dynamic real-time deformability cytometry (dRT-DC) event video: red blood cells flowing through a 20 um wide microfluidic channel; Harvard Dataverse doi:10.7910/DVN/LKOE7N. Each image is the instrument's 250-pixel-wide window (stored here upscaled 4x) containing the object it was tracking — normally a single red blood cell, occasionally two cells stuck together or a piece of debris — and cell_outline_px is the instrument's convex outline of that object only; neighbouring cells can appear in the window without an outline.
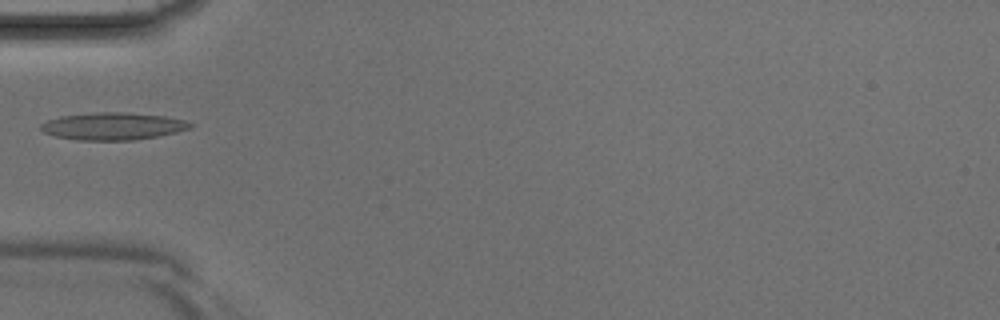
{"species": "Egyptian fruit bat (a non-hibernating species)", "species_latin": "Rousettus aegyptiacus", "temperature_condition": "room temperature", "stored_images_in_passage": 4, "camera_frame_rate_fps": 3000, "um_per_image_px": 0.085, "animal": {"sex": "male"}, "frame": {"image": 1, "passage_image": 4, "time_ms": 1.0, "image_size_px": [1000, 320], "cell_outline_px": [[192, 124], [188, 128], [176, 132], [136, 140], [76, 140], [56, 136], [44, 132], [40, 128], [40, 124], [48, 120], [60, 116], [100, 112], [124, 112], [164, 116], [184, 120]], "centroid_in_image_um": [9.56, 10.73], "position_along_channel_um": 75.4, "area_um2": 23.52}}